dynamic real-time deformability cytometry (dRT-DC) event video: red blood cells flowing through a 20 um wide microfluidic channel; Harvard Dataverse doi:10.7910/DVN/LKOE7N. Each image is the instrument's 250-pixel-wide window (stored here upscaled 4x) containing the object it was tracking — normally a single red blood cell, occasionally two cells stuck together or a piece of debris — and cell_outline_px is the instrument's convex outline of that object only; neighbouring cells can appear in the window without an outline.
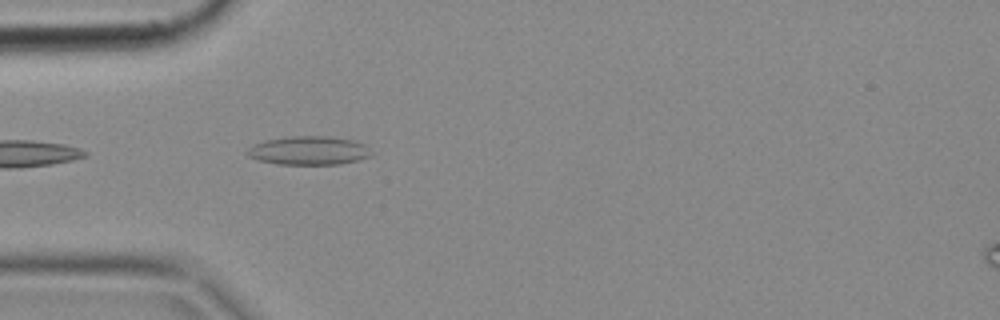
{"species": "common noctule bat (a hibernating species)", "species_latin": "Nyctalus noctula", "temperature_condition": "cold", "stored_images_in_passage": 1, "camera_frame_rate_fps": 3000, "um_per_image_px": 0.085, "animal": {"sex": "female", "body_mass_g": 18.4}, "frame": {"image": 1, "passage_image": 1, "time_ms": 0.0, "image_size_px": [1000, 320], "cell_outline_px": [[372, 156], [360, 160], [340, 164], [276, 164], [260, 160], [248, 156], [244, 152], [248, 148], [256, 144], [268, 140], [292, 136], [328, 136], [352, 140], [364, 144], [372, 152]], "centroid_in_image_um": [26.28, 12.8], "position_along_channel_um": 58.7, "area_um2": 20.63}}